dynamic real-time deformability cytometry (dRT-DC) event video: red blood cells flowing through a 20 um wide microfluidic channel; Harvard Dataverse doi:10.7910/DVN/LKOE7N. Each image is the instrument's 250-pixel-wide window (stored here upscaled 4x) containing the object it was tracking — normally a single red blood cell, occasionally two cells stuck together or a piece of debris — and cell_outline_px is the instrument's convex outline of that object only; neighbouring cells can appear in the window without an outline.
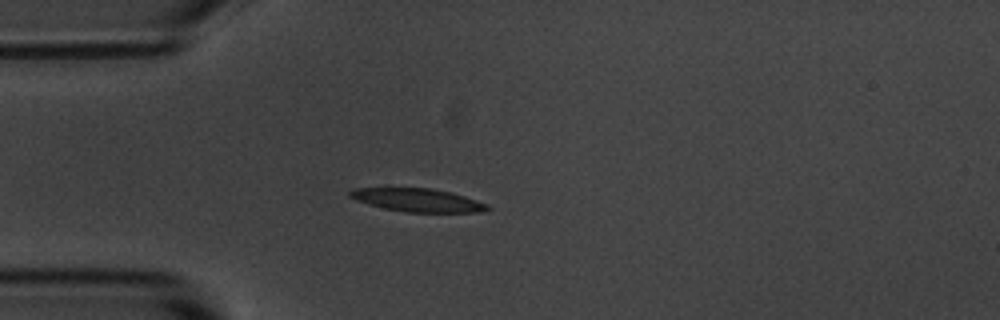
{"species": "common noctule bat (a hibernating species)", "species_latin": "Nyctalus noctula", "temperature_condition": "room temperature", "stored_images_in_passage": 42, "camera_frame_rate_fps": 3000, "um_per_image_px": 0.085, "animal": {"sex": "male", "body_mass_g": 20.1, "forearm_length_mm": 53.5}, "frame": {"image": 1, "passage_image": 1, "time_ms": 0.0, "image_size_px": [1000, 320], "cell_outline_px": [[492, 208], [480, 212], [408, 212], [384, 208], [368, 204], [356, 200], [348, 196], [348, 192], [352, 188], [432, 188], [452, 192], [488, 204]], "centroid_in_image_um": [35.5, 17.0], "position_along_channel_um": 49.5, "area_um2": 18.61}}
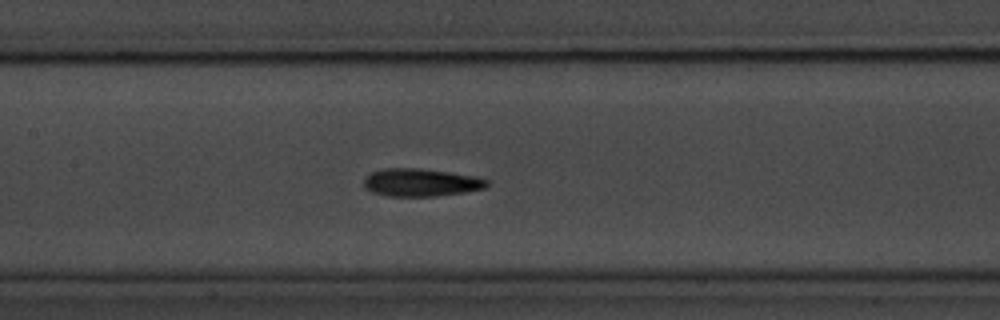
{"frame": {"image": 2, "passage_image": 12, "time_ms": 3.667, "image_size_px": [1000, 320], "cell_outline_px": [[492, 184], [484, 188], [464, 192], [436, 196], [388, 196], [372, 192], [364, 188], [364, 176], [372, 172], [384, 168], [420, 168], [476, 176], [488, 180]], "centroid_in_image_um": [35.77, 15.51], "position_along_channel_um": 171.6, "area_um2": 20.06}}
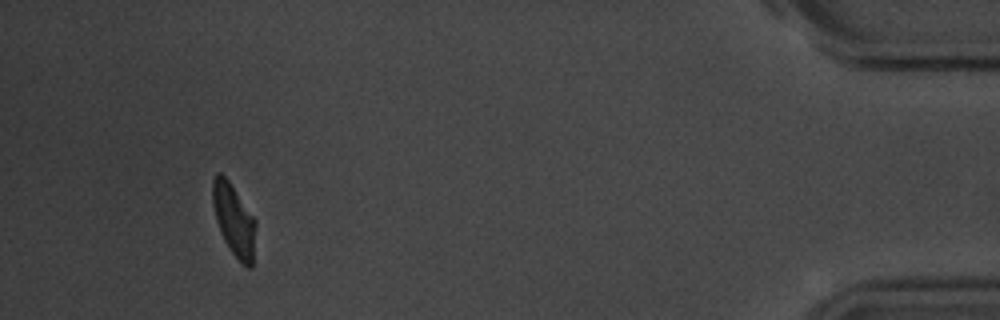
{"frame": {"image": 3, "passage_image": 38, "time_ms": 12.333, "image_size_px": [1000, 320], "cell_outline_px": [[256, 224], [252, 268], [248, 268], [232, 252], [224, 240], [220, 232], [216, 220], [212, 204], [212, 180], [216, 172], [220, 172], [228, 180], [256, 220]], "centroid_in_image_um": [19.87, 18.67], "position_along_channel_um": 415.3, "area_um2": 17.92}, "authors_computed_cell_mechanics": {"area_um2": 19.1607, "velocity_mm_per_s": 3.598, "shape_relaxation_time_tau1_ms": 3.0346, "shape_relaxation_time_tau2_ms": 2.7213, "deformation_change_tau1": 0.1164, "deformation_change_tau2": 0.1057}}